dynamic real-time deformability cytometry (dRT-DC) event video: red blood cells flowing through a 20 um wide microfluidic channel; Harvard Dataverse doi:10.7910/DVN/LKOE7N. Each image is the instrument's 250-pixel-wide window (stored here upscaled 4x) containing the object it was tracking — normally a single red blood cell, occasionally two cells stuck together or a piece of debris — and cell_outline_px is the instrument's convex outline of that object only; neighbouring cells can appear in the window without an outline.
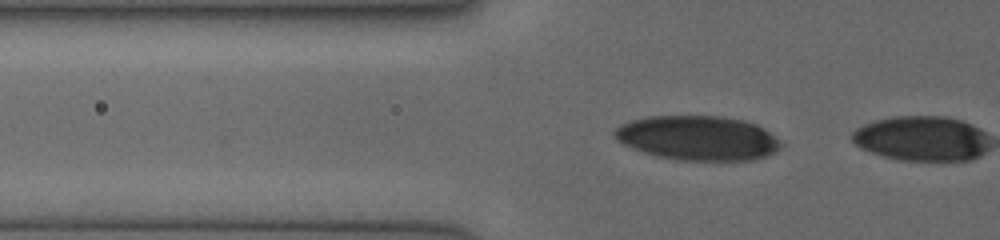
{"species": "human", "species_latin": "Homo sapiens", "temperature_condition": "cold", "stored_images_in_passage": 3, "camera_frame_rate_fps": 3000, "um_per_image_px": 0.085, "donor": {"sex": "female"}, "frame": {"image": 1, "passage_image": 2, "time_ms": 0.333, "image_size_px": [1000, 240], "cell_outline_px": [[780, 148], [776, 152], [752, 160], [676, 160], [656, 156], [632, 148], [616, 140], [612, 132], [620, 124], [628, 120], [648, 116], [720, 116], [744, 120], [756, 124], [768, 132], [780, 144]], "centroid_in_image_um": [59.24, 11.72], "position_along_channel_um": 66.6, "area_um2": 43.06}}